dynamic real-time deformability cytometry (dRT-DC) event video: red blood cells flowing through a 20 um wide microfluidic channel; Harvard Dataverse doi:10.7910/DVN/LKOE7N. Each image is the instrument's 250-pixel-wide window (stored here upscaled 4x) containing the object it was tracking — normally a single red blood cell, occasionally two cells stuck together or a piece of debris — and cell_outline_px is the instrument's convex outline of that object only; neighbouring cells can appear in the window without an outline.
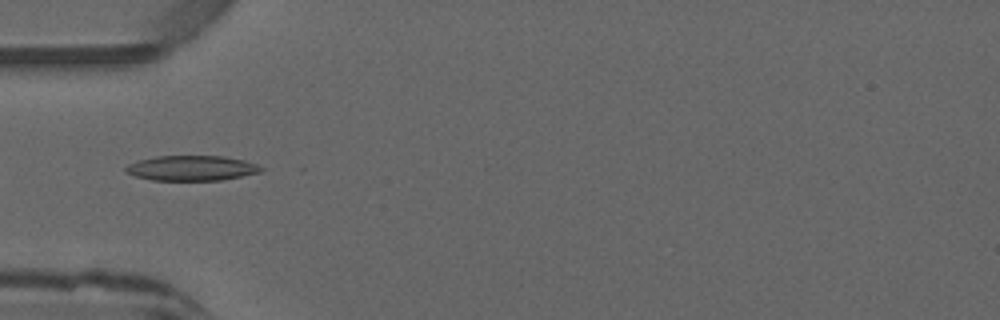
{"species": "common noctule bat (a hibernating species)", "species_latin": "Nyctalus noctula", "temperature_condition": "warm", "stored_images_in_passage": 23, "camera_frame_rate_fps": 3000, "um_per_image_px": 0.085, "animal": {"sex": "male", "forearm_length_mm": 52.5}, "frame": {"image": 1, "passage_image": 1, "time_ms": 0.0, "image_size_px": [1000, 320], "cell_outline_px": [[264, 168], [260, 172], [220, 180], [152, 180], [136, 176], [124, 172], [124, 168], [128, 164], [140, 160], [156, 156], [224, 156], [244, 160], [256, 164]], "centroid_in_image_um": [16.26, 14.28], "position_along_channel_um": 68.7, "area_um2": 19.65}}
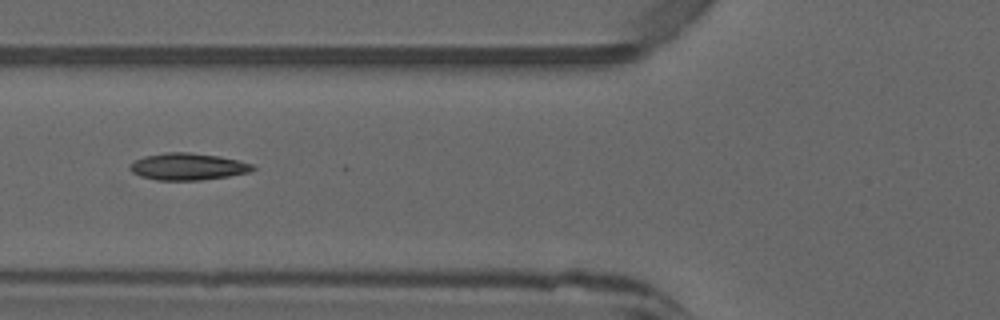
{"frame": {"image": 2, "passage_image": 4, "time_ms": 1.0, "image_size_px": [1000, 320], "cell_outline_px": [[256, 168], [248, 172], [228, 176], [200, 180], [156, 180], [140, 176], [132, 172], [128, 168], [136, 160], [144, 156], [164, 152], [188, 152], [220, 156], [252, 164]], "centroid_in_image_um": [15.94, 14.16], "position_along_channel_um": 109.9, "area_um2": 19.13}}
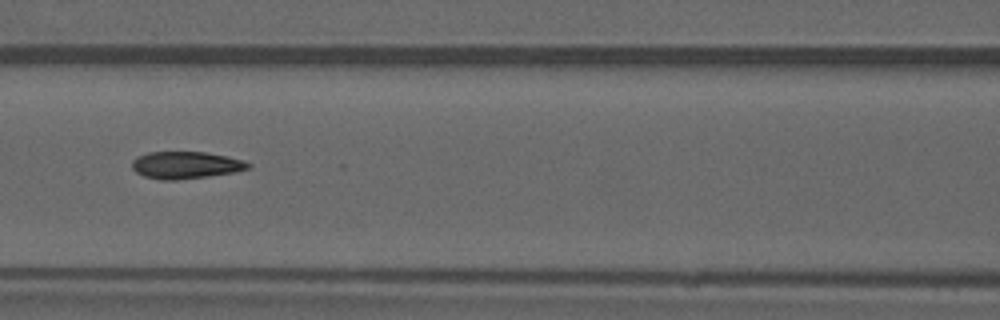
{"frame": {"image": 3, "passage_image": 7, "time_ms": 2.0, "image_size_px": [1000, 320], "cell_outline_px": [[252, 168], [236, 172], [208, 176], [176, 180], [160, 180], [144, 176], [136, 172], [132, 168], [132, 160], [136, 156], [148, 152], [204, 152], [228, 156], [244, 160], [252, 164]], "centroid_in_image_um": [15.81, 14.03], "position_along_channel_um": 150.8, "area_um2": 18.61}}